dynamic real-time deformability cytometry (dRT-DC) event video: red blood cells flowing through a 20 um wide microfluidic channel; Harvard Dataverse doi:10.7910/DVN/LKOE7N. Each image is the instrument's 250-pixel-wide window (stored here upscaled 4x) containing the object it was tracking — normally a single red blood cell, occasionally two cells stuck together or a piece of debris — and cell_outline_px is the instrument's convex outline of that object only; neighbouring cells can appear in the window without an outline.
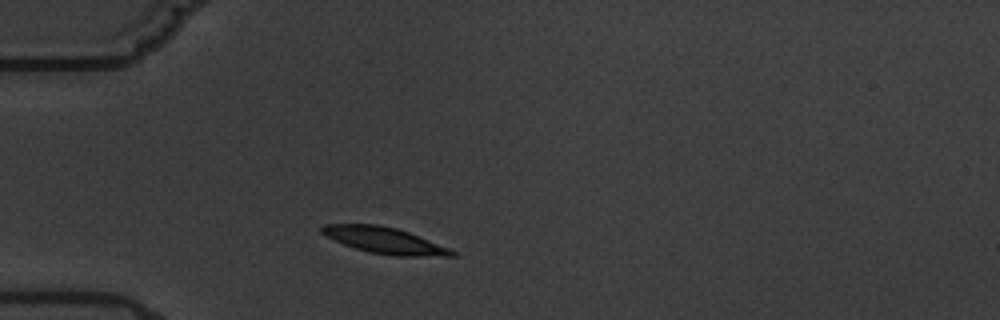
{"species": "common noctule bat (a hibernating species)", "species_latin": "Nyctalus noctula", "temperature_condition": "warm", "stored_images_in_passage": 5, "camera_frame_rate_fps": 3000, "um_per_image_px": 0.085, "animal": {"sex": "male", "body_mass_g": 19.5, "forearm_length_mm": 54.6}, "frame": {"image": 1, "passage_image": 2, "time_ms": 1.333, "image_size_px": [1000, 320], "cell_outline_px": [[456, 256], [396, 256], [368, 252], [344, 244], [324, 236], [320, 232], [320, 228], [324, 224], [380, 224], [396, 228], [408, 232], [448, 248], [456, 252]], "centroid_in_image_um": [32.63, 20.43], "position_along_channel_um": 52.4, "area_um2": 19.77}}
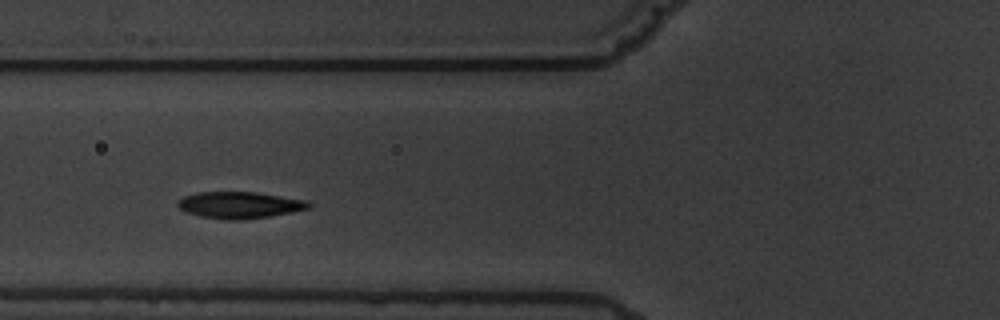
{"frame": {"image": 2, "passage_image": 4, "time_ms": 3.333, "image_size_px": [1000, 320], "cell_outline_px": [[312, 204], [308, 208], [292, 212], [268, 216], [240, 220], [224, 220], [200, 216], [188, 212], [180, 208], [176, 204], [176, 200], [184, 196], [200, 192], [256, 192], [308, 200]], "centroid_in_image_um": [20.36, 17.42], "position_along_channel_um": 105.4, "area_um2": 20.29}}
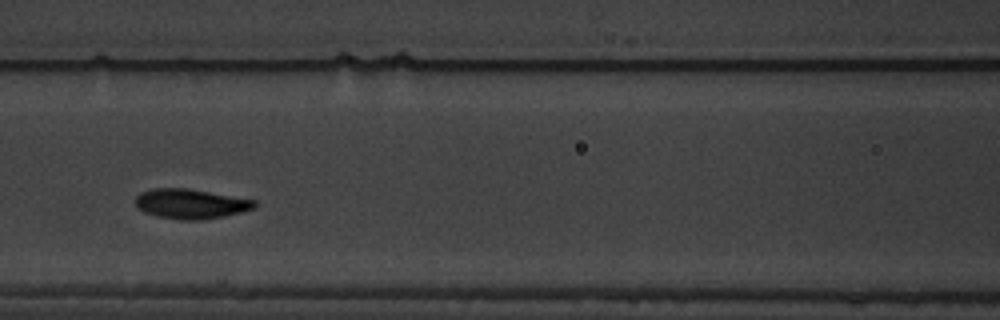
{"frame": {"image": 3, "passage_image": 5, "time_ms": 4.667, "image_size_px": [1000, 320], "cell_outline_px": [[260, 204], [256, 208], [224, 216], [204, 220], [180, 220], [160, 216], [144, 212], [136, 208], [136, 196], [140, 192], [152, 188], [188, 188], [256, 200]], "centroid_in_image_um": [16.24, 17.32], "position_along_channel_um": 150.4, "area_um2": 20.87}}